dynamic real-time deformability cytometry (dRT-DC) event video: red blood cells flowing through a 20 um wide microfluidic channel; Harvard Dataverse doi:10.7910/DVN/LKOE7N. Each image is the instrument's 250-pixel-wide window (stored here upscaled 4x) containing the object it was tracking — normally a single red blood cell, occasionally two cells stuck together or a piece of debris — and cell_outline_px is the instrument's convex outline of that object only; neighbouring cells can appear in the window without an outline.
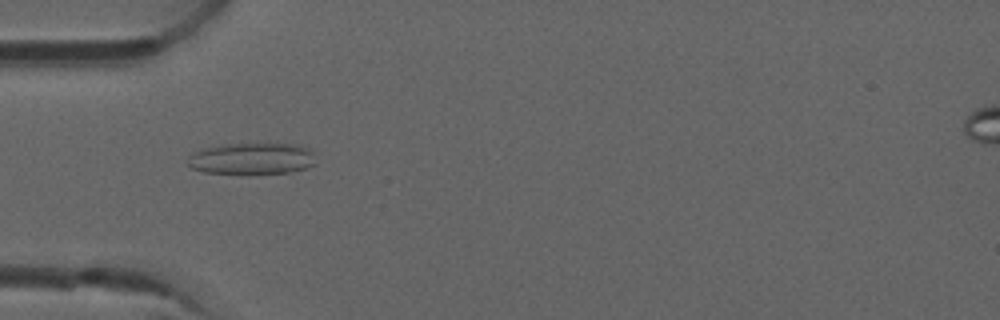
{"species": "common noctule bat (a hibernating species)", "species_latin": "Nyctalus noctula", "temperature_condition": "room temperature", "stored_images_in_passage": 52, "camera_frame_rate_fps": 3000, "um_per_image_px": 0.085, "animal": {"sex": "male", "forearm_length_mm": 52.5}, "frame": {"image": 1, "passage_image": 16, "time_ms": 5.0, "image_size_px": [1000, 320], "cell_outline_px": [[316, 164], [304, 168], [288, 172], [204, 172], [192, 168], [184, 164], [188, 156], [192, 152], [200, 148], [224, 144], [300, 144], [308, 148], [312, 152]], "centroid_in_image_um": [21.34, 13.45], "position_along_channel_um": 63.7, "area_um2": 23.29}}
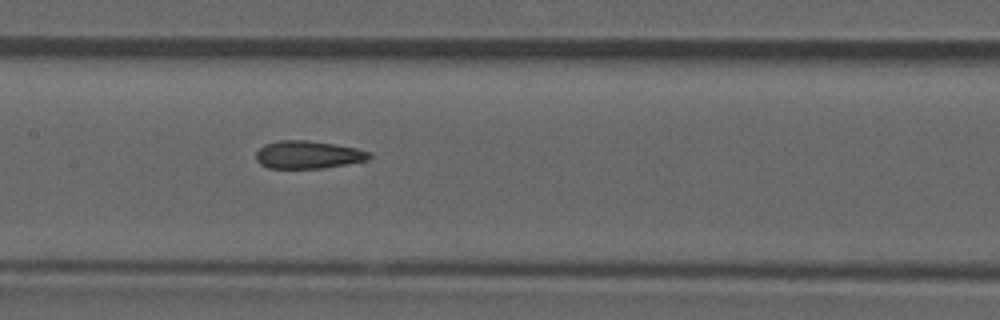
{"frame": {"image": 2, "passage_image": 25, "time_ms": 8.0, "image_size_px": [1000, 320], "cell_outline_px": [[372, 156], [368, 160], [320, 168], [268, 168], [260, 164], [256, 160], [256, 152], [264, 144], [276, 140], [308, 140], [336, 144], [356, 148], [372, 152]], "centroid_in_image_um": [26.17, 13.14], "position_along_channel_um": 181.2, "area_um2": 18.44}}
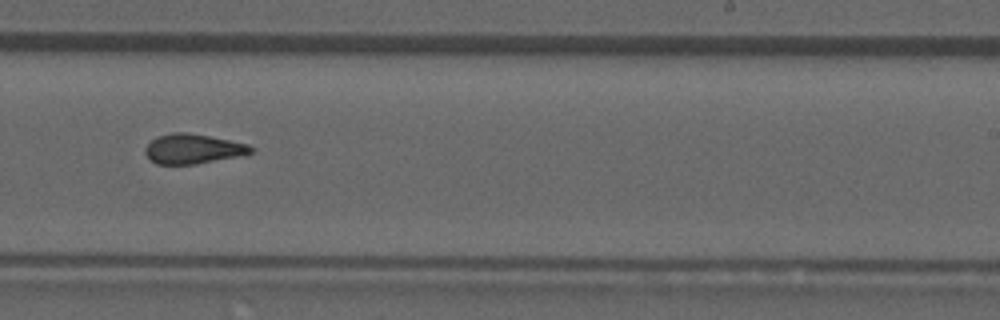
{"frame": {"image": 3, "passage_image": 32, "time_ms": 10.333, "image_size_px": [1000, 320], "cell_outline_px": [[256, 148], [248, 156], [196, 164], [156, 164], [144, 152], [144, 148], [156, 136], [172, 132], [184, 132], [208, 136], [248, 144]], "centroid_in_image_um": [16.47, 12.67], "position_along_channel_um": 272.5, "area_um2": 18.61}, "authors_computed_cell_mechanics": {"area_um2": 19.1029, "velocity_mm_per_s": 3.9387, "shape_relaxation_time_tau1_ms": null, "shape_relaxation_time_tau2_ms": 1.517, "deformation_change_tau1": null, "deformation_change_tau2": 0.0956}}